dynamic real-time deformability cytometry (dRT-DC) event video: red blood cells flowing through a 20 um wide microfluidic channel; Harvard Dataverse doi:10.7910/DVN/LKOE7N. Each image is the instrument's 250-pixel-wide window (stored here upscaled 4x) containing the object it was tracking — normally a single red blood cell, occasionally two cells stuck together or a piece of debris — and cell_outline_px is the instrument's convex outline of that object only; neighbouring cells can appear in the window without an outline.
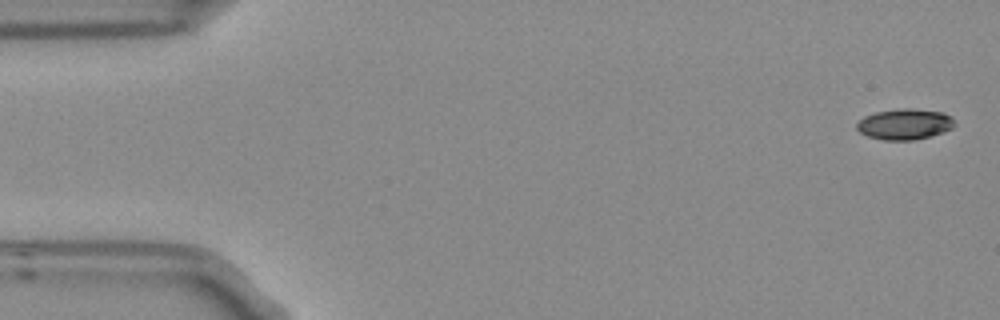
{"species": "Egyptian fruit bat (a non-hibernating species)", "species_latin": "Rousettus aegyptiacus", "temperature_condition": "room temperature", "stored_images_in_passage": 4, "camera_frame_rate_fps": 3000, "um_per_image_px": 0.085, "frame": {"image": 1, "passage_image": 1, "time_ms": 0.0, "image_size_px": [1000, 320], "cell_outline_px": [[956, 124], [952, 128], [944, 132], [912, 140], [884, 140], [868, 136], [860, 132], [856, 128], [856, 124], [864, 116], [876, 112], [896, 108], [912, 108], [944, 112], [952, 116]], "centroid_in_image_um": [76.92, 10.54], "position_along_channel_um": 8.1, "area_um2": 17.69}}
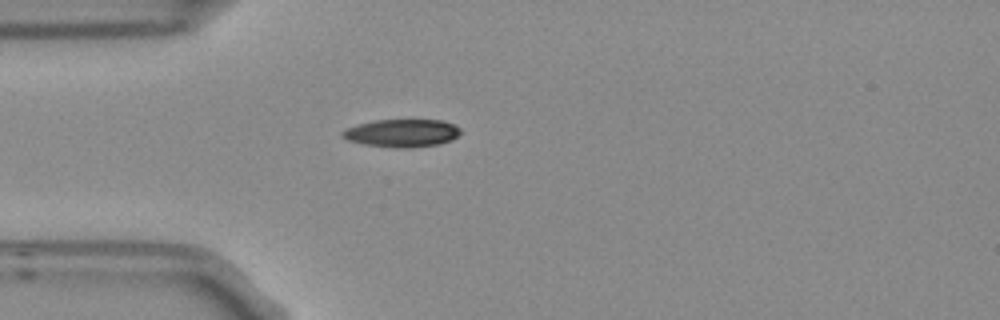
{"frame": {"image": 2, "passage_image": 4, "time_ms": 1.0, "image_size_px": [1000, 320], "cell_outline_px": [[464, 132], [452, 140], [440, 144], [412, 148], [392, 148], [364, 144], [348, 140], [340, 136], [340, 132], [344, 128], [376, 120], [440, 120], [452, 124], [460, 128]], "centroid_in_image_um": [34.17, 11.32], "position_along_channel_um": 50.8, "area_um2": 19.42}}